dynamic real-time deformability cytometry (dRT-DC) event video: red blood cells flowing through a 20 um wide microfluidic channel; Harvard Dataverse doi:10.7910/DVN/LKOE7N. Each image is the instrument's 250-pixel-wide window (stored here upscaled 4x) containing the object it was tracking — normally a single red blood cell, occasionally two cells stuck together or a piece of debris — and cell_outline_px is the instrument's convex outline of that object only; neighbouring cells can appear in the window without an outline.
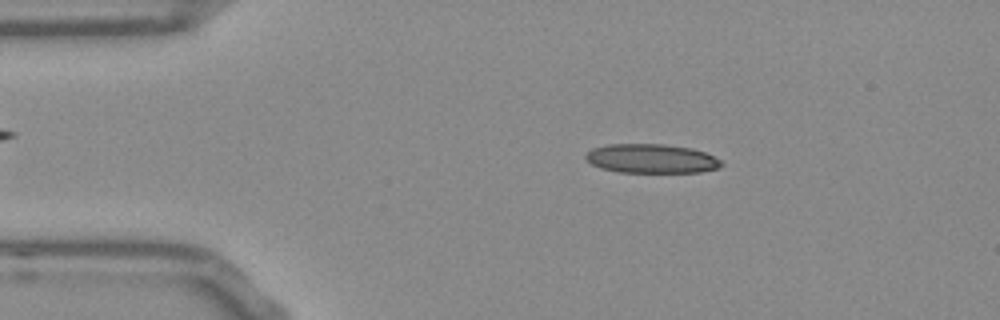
{"species": "Egyptian fruit bat (a non-hibernating species)", "species_latin": "Rousettus aegyptiacus", "temperature_condition": "room temperature", "stored_images_in_passage": 52, "camera_frame_rate_fps": 3000, "um_per_image_px": 0.085, "frame": {"image": 1, "passage_image": 8, "time_ms": 2.333, "image_size_px": [1000, 320], "cell_outline_px": [[724, 164], [720, 168], [700, 172], [620, 172], [600, 168], [592, 164], [584, 156], [592, 148], [608, 144], [664, 144], [692, 148], [704, 152], [720, 160]], "centroid_in_image_um": [55.38, 13.48], "position_along_channel_um": 29.6, "area_um2": 23.0}}
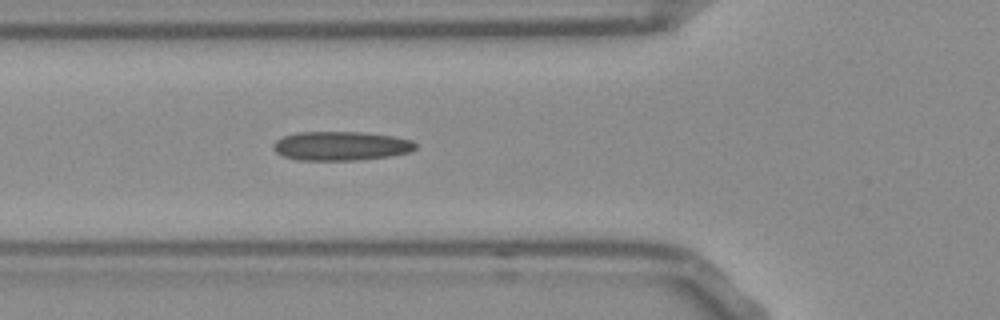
{"frame": {"image": 2, "passage_image": 17, "time_ms": 5.333, "image_size_px": [1000, 320], "cell_outline_px": [[416, 148], [408, 152], [388, 156], [356, 160], [296, 160], [280, 156], [272, 148], [272, 144], [276, 140], [284, 136], [296, 132], [360, 132], [392, 136], [412, 140], [416, 144]], "centroid_in_image_um": [28.91, 12.4], "position_along_channel_um": 96.9, "area_um2": 24.1}}
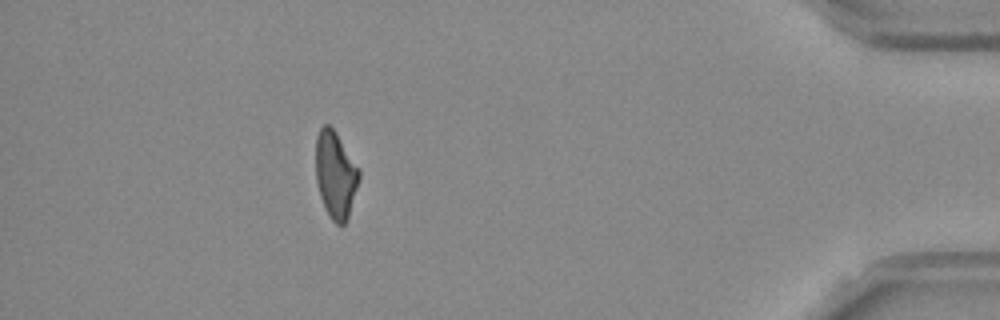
{"frame": {"image": 3, "passage_image": 46, "time_ms": 15.0, "image_size_px": [1000, 320], "cell_outline_px": [[360, 180], [348, 216], [344, 224], [336, 224], [328, 216], [320, 196], [316, 180], [316, 136], [320, 128], [324, 124], [328, 124], [336, 132], [360, 172]], "centroid_in_image_um": [28.5, 14.86], "position_along_channel_um": 406.7, "area_um2": 21.73}, "authors_computed_cell_mechanics": {"area_um2": 22.8888, "velocity_mm_per_s": 3.7854, "shape_relaxation_time_tau1_ms": null, "shape_relaxation_time_tau2_ms": 5.0358, "deformation_change_tau1": null, "deformation_change_tau2": 0.1541}}